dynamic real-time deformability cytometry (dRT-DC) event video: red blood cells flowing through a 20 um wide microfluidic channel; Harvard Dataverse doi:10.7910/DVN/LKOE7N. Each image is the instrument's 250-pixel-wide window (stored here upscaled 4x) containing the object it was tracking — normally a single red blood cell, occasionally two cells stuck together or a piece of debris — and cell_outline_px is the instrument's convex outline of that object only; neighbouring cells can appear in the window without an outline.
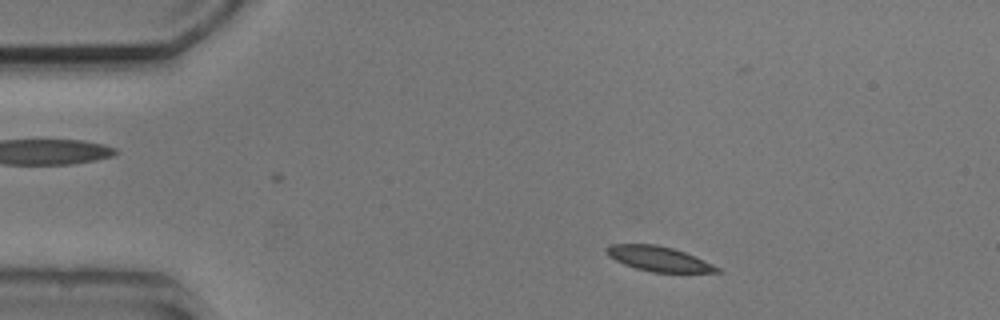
{"species": "common noctule bat (a hibernating species)", "species_latin": "Nyctalus noctula", "temperature_condition": "cold", "stored_images_in_passage": 7, "camera_frame_rate_fps": 3000, "um_per_image_px": 0.085, "animal": {"sex": "male", "body_mass_g": 20.5, "forearm_length_mm": 52.5}, "frame": {"image": 1, "passage_image": 2, "time_ms": 1.0, "image_size_px": [1000, 320], "cell_outline_px": [[724, 272], [652, 272], [636, 268], [624, 264], [608, 256], [604, 252], [604, 248], [608, 244], [656, 244], [672, 248], [696, 256], [720, 268]], "centroid_in_image_um": [55.96, 21.99], "position_along_channel_um": 29.0, "area_um2": 16.07}}
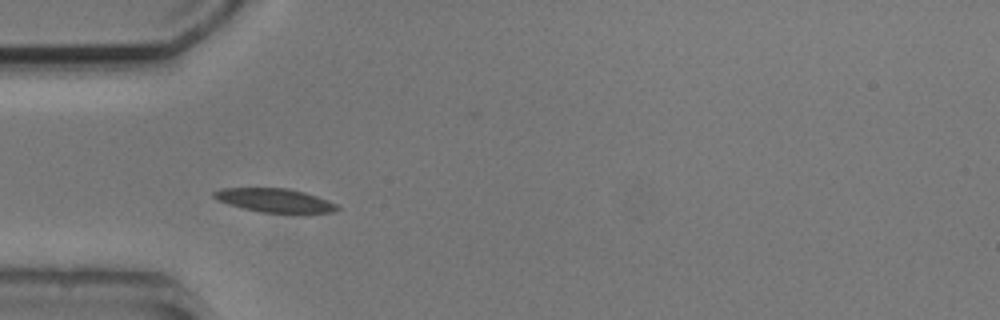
{"frame": {"image": 2, "passage_image": 4, "time_ms": 3.333, "image_size_px": [1000, 320], "cell_outline_px": [[340, 208], [336, 212], [300, 216], [260, 212], [228, 204], [216, 200], [212, 196], [212, 192], [220, 188], [288, 188], [304, 192], [328, 200], [336, 204]], "centroid_in_image_um": [23.43, 17.08], "position_along_channel_um": 61.6, "area_um2": 17.98}}